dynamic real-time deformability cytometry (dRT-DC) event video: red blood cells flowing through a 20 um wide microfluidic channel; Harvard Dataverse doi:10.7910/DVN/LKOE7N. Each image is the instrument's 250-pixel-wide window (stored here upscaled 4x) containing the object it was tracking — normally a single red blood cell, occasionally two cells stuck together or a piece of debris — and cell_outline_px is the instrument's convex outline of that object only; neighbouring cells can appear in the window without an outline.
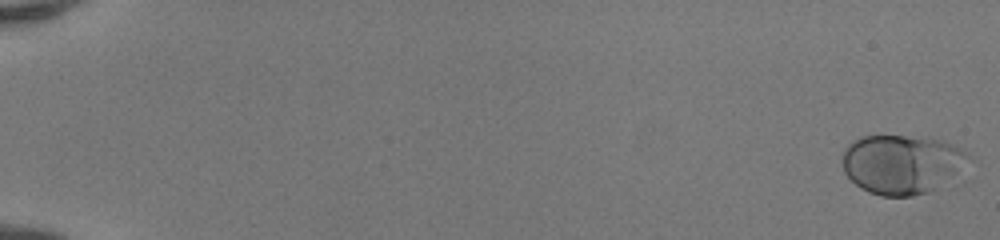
{"species": "human", "species_latin": "Homo sapiens", "temperature_condition": "room temperature", "stored_images_in_passage": 52, "camera_frame_rate_fps": 3000, "um_per_image_px": 0.085, "donor": {"sex": "female"}, "frame": {"image": 1, "passage_image": 1, "time_ms": 0.0, "image_size_px": [1000, 240], "cell_outline_px": [[972, 156], [936, 188], [928, 192], [912, 196], [880, 196], [868, 192], [860, 188], [844, 172], [844, 148], [848, 144], [860, 136], [924, 136], [944, 140], [968, 152]], "centroid_in_image_um": [76.61, 13.93], "position_along_channel_um": 8.4, "area_um2": 43.12}}
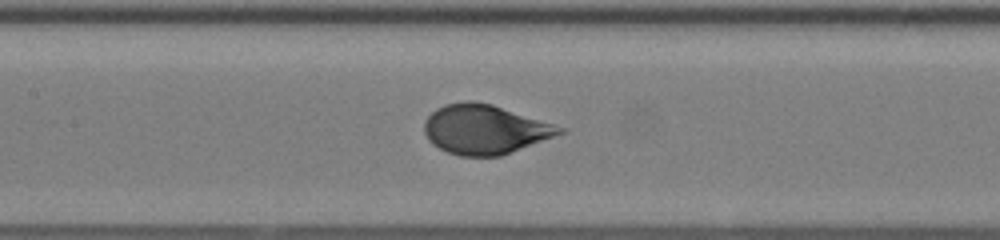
{"frame": {"image": 2, "passage_image": 27, "time_ms": 8.667, "image_size_px": [1000, 240], "cell_outline_px": [[568, 132], [500, 156], [460, 156], [448, 152], [432, 144], [428, 140], [424, 132], [424, 124], [428, 116], [436, 108], [444, 104], [468, 100], [472, 100], [492, 104], [564, 128]], "centroid_in_image_um": [41.19, 11.0], "position_along_channel_um": 166.2, "area_um2": 38.84}}
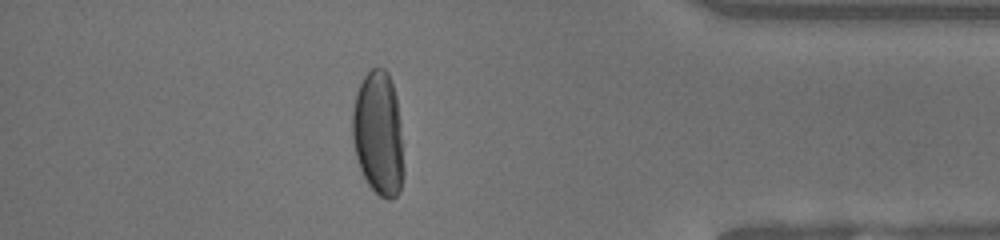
{"frame": {"image": 3, "passage_image": 46, "time_ms": 15.0, "image_size_px": [1000, 240], "cell_outline_px": [[404, 172], [400, 192], [392, 200], [388, 200], [380, 196], [368, 184], [356, 160], [352, 140], [352, 112], [356, 92], [364, 76], [372, 68], [384, 68], [388, 72], [396, 96], [400, 120], [404, 168]], "centroid_in_image_um": [32.16, 11.38], "position_along_channel_um": 403.0, "area_um2": 37.51}, "authors_computed_cell_mechanics": {"area_um2": 39.5352, "velocity_mm_per_s": 4.1317, "shape_relaxation_time_tau1_ms": 3.8854, "shape_relaxation_time_tau2_ms": null, "deformation_change_tau1": 0.1918, "deformation_change_tau2": null}}